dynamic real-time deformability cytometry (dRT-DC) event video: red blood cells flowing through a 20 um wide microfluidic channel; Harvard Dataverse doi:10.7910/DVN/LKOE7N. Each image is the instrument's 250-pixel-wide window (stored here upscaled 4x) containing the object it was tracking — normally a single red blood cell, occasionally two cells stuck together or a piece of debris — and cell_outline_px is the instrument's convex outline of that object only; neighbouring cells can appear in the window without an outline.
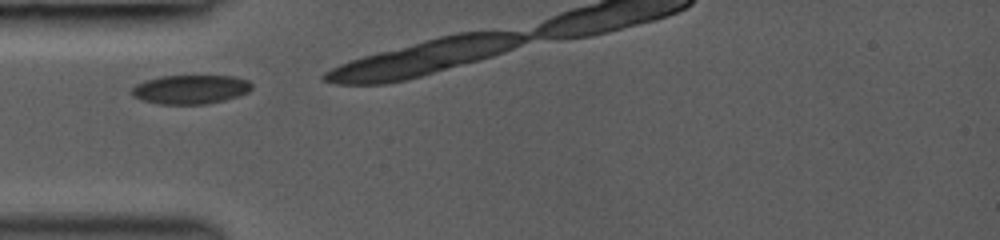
{"species": "common noctule bat (a hibernating species)", "species_latin": "Nyctalus noctula", "temperature_condition": "room temperature", "stored_images_in_passage": 5, "camera_frame_rate_fps": 3000, "um_per_image_px": 0.085, "animal": {"sex": "female", "body_mass_g": 19.0, "forearm_length_mm": 53.3}, "frame": {"image": 1, "passage_image": 1, "time_ms": 0.0, "image_size_px": [1000, 240], "cell_outline_px": [[252, 88], [248, 92], [224, 100], [208, 104], [160, 104], [144, 100], [132, 96], [132, 88], [136, 84], [160, 76], [236, 76], [248, 80], [252, 84]], "centroid_in_image_um": [16.22, 7.59], "position_along_channel_um": 68.8, "area_um2": 20.17}}